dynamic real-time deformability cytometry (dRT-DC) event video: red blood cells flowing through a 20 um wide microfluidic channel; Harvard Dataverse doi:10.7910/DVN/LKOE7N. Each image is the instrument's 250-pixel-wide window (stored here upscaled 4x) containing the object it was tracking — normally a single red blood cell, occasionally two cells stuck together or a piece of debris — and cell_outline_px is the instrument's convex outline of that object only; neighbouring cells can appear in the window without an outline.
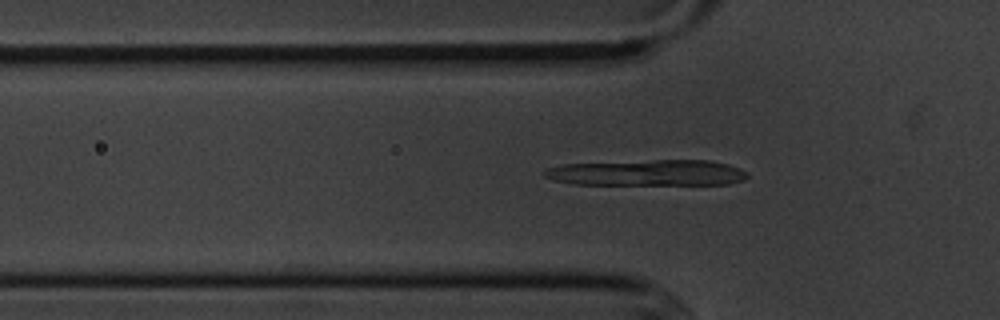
{"species": "common noctule bat (a hibernating species)", "species_latin": "Nyctalus noctula", "temperature_condition": "cold", "stored_images_in_passage": 55, "camera_frame_rate_fps": 3000, "um_per_image_px": 0.085, "animal": {"sex": "male", "body_mass_g": 20.1, "forearm_length_mm": 53.5}, "frame": {"image": 1, "passage_image": 17, "time_ms": 5.333, "image_size_px": [1000, 320], "cell_outline_px": [[748, 176], [744, 180], [728, 184], [572, 184], [552, 180], [544, 176], [544, 172], [548, 168], [564, 164], [652, 160], [708, 160], [728, 164], [740, 168], [748, 172]], "centroid_in_image_um": [55.06, 14.68], "position_along_channel_um": 70.7, "area_um2": 30.69}}
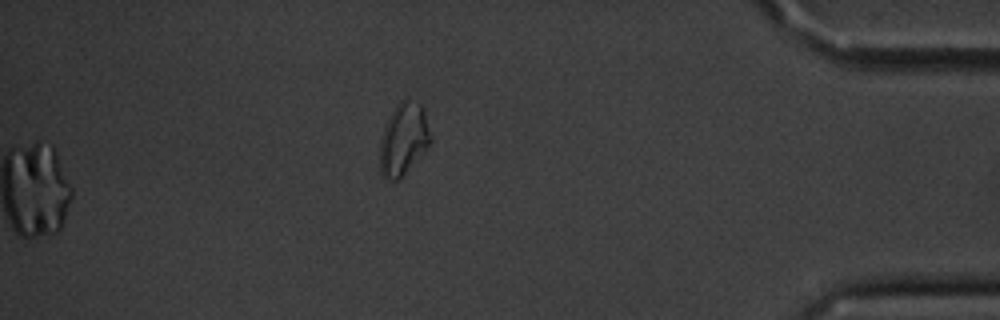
{"frame": {"image": 2, "passage_image": 55, "time_ms": 18.0, "image_size_px": [1000, 320], "cell_outline_px": [[432, 140], [428, 148], [396, 180], [388, 180], [380, 176], [380, 140], [384, 124], [396, 104], [404, 96], [408, 96], [420, 104], [424, 108], [432, 136]], "centroid_in_image_um": [34.3, 11.75], "position_along_channel_um": 400.9, "area_um2": 21.73}}